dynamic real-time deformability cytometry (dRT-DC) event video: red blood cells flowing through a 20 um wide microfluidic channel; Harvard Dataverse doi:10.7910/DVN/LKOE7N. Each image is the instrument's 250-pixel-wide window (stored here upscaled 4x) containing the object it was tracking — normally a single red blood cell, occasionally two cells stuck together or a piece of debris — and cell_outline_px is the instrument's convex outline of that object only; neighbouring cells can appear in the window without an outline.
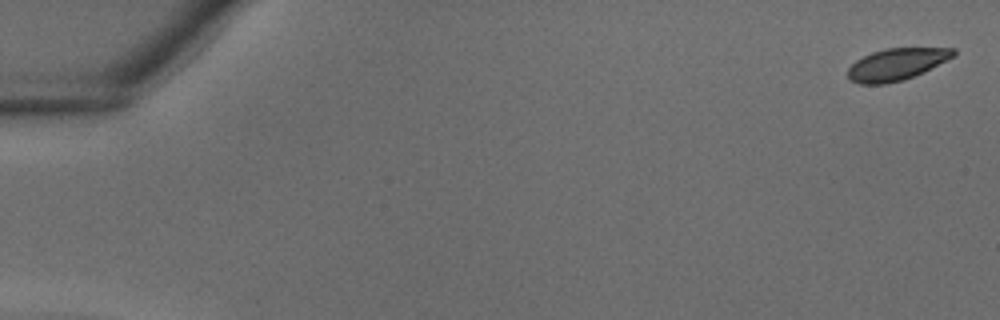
{"species": "common noctule bat (a hibernating species)", "species_latin": "Nyctalus noctula", "temperature_condition": "warm", "stored_images_in_passage": 39, "camera_frame_rate_fps": 3000, "um_per_image_px": 0.085, "animal": {"sex": "male", "body_mass_g": 18.8}, "frame": {"image": 1, "passage_image": 1, "time_ms": 0.0, "image_size_px": [1000, 320], "cell_outline_px": [[956, 56], [924, 72], [904, 80], [884, 84], [860, 84], [848, 80], [848, 68], [856, 60], [872, 52], [884, 48], [956, 48]], "centroid_in_image_um": [76.22, 5.47], "position_along_channel_um": 8.8, "area_um2": 19.83}}
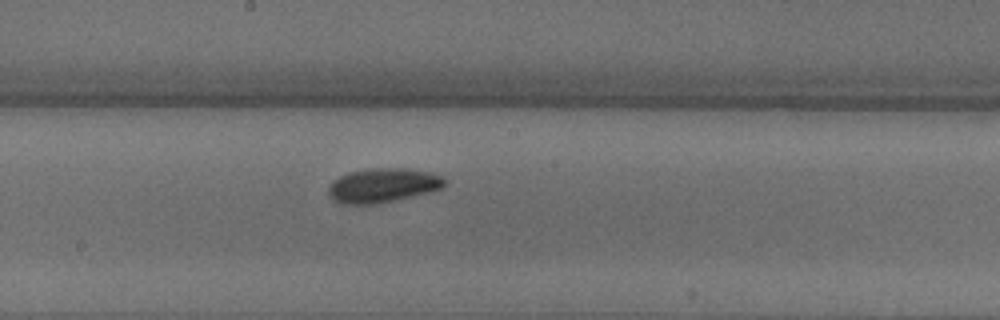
{"frame": {"image": 2, "passage_image": 22, "time_ms": 7.0, "image_size_px": [1000, 320], "cell_outline_px": [[448, 180], [440, 188], [428, 192], [396, 200], [376, 204], [344, 204], [332, 200], [328, 192], [328, 188], [332, 180], [348, 172], [372, 168], [408, 168], [432, 172], [444, 176]], "centroid_in_image_um": [32.54, 15.74], "position_along_channel_um": 215.7, "area_um2": 23.41}}
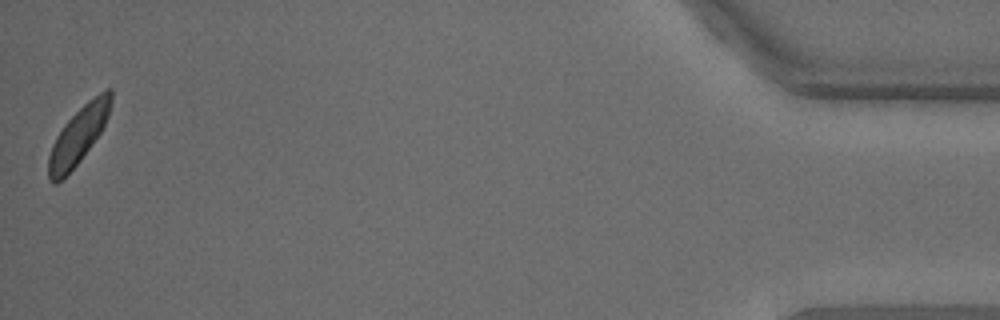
{"frame": {"image": 3, "passage_image": 39, "time_ms": 12.667, "image_size_px": [1000, 320], "cell_outline_px": [[112, 100], [108, 116], [100, 132], [80, 160], [56, 184], [52, 184], [48, 176], [48, 156], [52, 144], [56, 136], [64, 124], [88, 100], [100, 92], [108, 88], [112, 88]], "centroid_in_image_um": [6.65, 11.49], "position_along_channel_um": 428.6, "area_um2": 20.35}}